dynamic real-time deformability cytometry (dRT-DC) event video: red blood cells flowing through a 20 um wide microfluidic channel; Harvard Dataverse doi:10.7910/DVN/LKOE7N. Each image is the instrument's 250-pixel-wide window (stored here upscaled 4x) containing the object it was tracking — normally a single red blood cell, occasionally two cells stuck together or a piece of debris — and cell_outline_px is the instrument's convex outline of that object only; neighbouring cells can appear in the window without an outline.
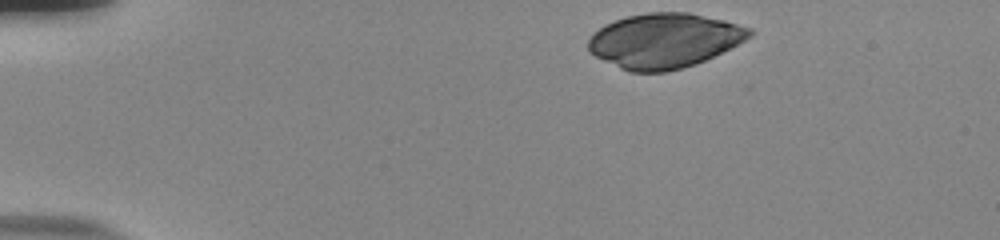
{"species": "human", "species_latin": "Homo sapiens", "temperature_condition": "room temperature", "stored_images_in_passage": 40, "camera_frame_rate_fps": 3000, "um_per_image_px": 0.085, "donor": {"sex": "male"}, "frame": {"image": 1, "passage_image": 1, "time_ms": 0.0, "image_size_px": [1000, 240], "cell_outline_px": [[756, 32], [752, 36], [704, 60], [680, 68], [664, 72], [628, 72], [588, 52], [588, 40], [604, 24], [628, 16], [648, 12], [688, 12], [724, 20], [752, 28]], "centroid_in_image_um": [56.46, 3.44], "position_along_channel_um": 28.5, "area_um2": 50.92}}
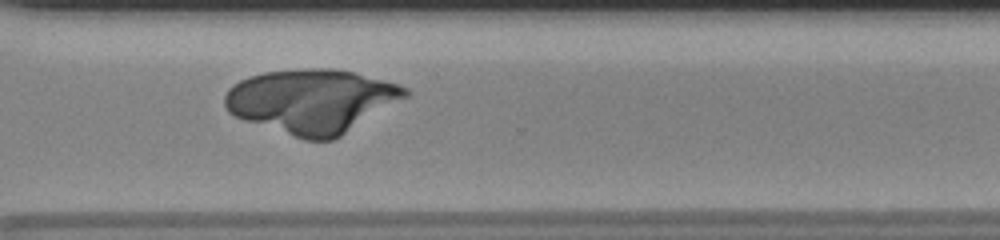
{"frame": {"image": 2, "passage_image": 33, "time_ms": 10.667, "image_size_px": [1000, 240], "cell_outline_px": [[408, 96], [340, 136], [332, 140], [304, 140], [244, 120], [228, 112], [224, 104], [224, 96], [228, 88], [232, 84], [248, 76], [264, 72], [304, 68], [332, 68], [352, 72], [400, 84], [408, 88]], "centroid_in_image_um": [26.46, 8.58], "position_along_channel_um": 344.1, "area_um2": 67.11}}
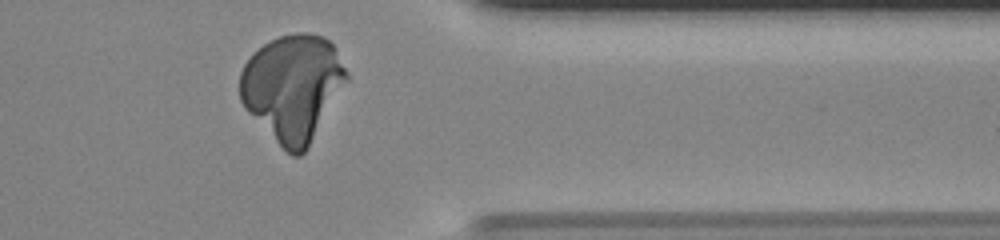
{"frame": {"image": 3, "passage_image": 37, "time_ms": 12.0, "image_size_px": [1000, 240], "cell_outline_px": [[348, 80], [308, 148], [300, 156], [292, 156], [244, 108], [240, 100], [240, 72], [244, 64], [252, 52], [264, 44], [280, 36], [300, 32], [304, 32], [324, 36], [332, 44], [348, 72]], "centroid_in_image_um": [24.88, 7.42], "position_along_channel_um": 386.5, "area_um2": 65.66}}